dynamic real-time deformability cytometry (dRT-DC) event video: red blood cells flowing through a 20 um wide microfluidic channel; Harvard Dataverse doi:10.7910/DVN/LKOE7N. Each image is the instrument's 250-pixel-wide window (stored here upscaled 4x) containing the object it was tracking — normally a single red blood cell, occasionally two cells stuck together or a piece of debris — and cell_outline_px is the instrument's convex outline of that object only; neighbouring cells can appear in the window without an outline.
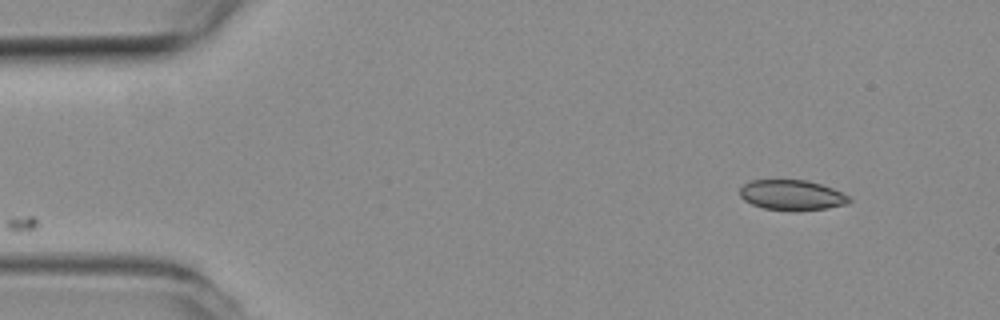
{"species": "common noctule bat (a hibernating species)", "species_latin": "Nyctalus noctula", "temperature_condition": "room temperature", "stored_images_in_passage": 49, "camera_frame_rate_fps": 3000, "um_per_image_px": 0.085, "animal": {"sex": "female", "body_mass_g": 19.3, "forearm_length_mm": 54.1}, "frame": {"image": 1, "passage_image": 1, "time_ms": 0.0, "image_size_px": [1000, 320], "cell_outline_px": [[852, 200], [848, 204], [828, 208], [792, 212], [764, 208], [752, 204], [744, 200], [740, 196], [740, 188], [744, 184], [752, 180], [808, 180], [832, 188], [848, 196]], "centroid_in_image_um": [67.31, 16.6], "position_along_channel_um": 17.7, "area_um2": 19.42}}
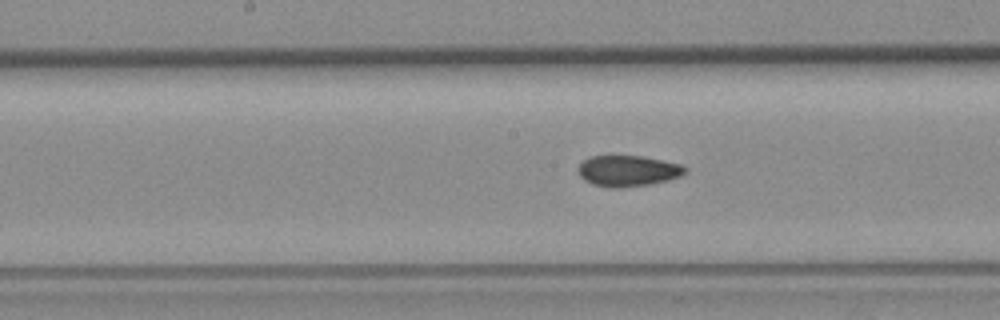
{"frame": {"image": 2, "passage_image": 22, "time_ms": 7.0, "image_size_px": [1000, 320], "cell_outline_px": [[688, 168], [680, 176], [668, 180], [648, 184], [620, 188], [608, 188], [592, 184], [584, 180], [580, 176], [580, 164], [584, 160], [592, 156], [640, 156], [680, 164]], "centroid_in_image_um": [53.36, 14.53], "position_along_channel_um": 194.8, "area_um2": 19.02}}
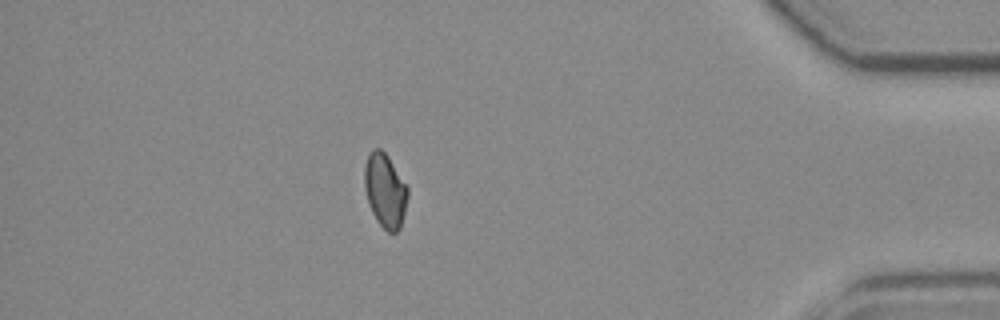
{"frame": {"image": 3, "passage_image": 42, "time_ms": 13.667, "image_size_px": [1000, 320], "cell_outline_px": [[408, 196], [400, 228], [396, 232], [388, 232], [376, 220], [368, 204], [364, 188], [364, 168], [368, 152], [372, 148], [380, 148], [388, 156], [408, 188]], "centroid_in_image_um": [32.71, 16.17], "position_along_channel_um": 402.5, "area_um2": 18.67}, "authors_computed_cell_mechanics": {"area_um2": 19.1896, "velocity_mm_per_s": 3.8293, "shape_relaxation_time_tau1_ms": null, "shape_relaxation_time_tau2_ms": 2.4203, "deformation_change_tau1": null, "deformation_change_tau2": 0.0561}}